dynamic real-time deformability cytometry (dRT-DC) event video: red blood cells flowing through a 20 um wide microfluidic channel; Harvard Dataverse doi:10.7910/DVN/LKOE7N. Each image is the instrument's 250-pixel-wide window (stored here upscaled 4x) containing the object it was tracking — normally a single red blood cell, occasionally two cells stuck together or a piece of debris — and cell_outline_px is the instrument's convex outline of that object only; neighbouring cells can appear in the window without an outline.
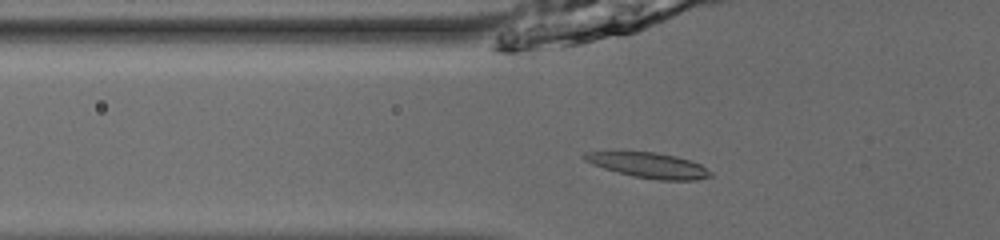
{"species": "common noctule bat (a hibernating species)", "species_latin": "Nyctalus noctula", "temperature_condition": "room temperature", "stored_images_in_passage": 53, "camera_frame_rate_fps": 3000, "um_per_image_px": 0.085, "animal": {"sex": "male", "body_mass_g": 13.0, "forearm_length_mm": 53.1}, "frame": {"image": 1, "passage_image": 20, "time_ms": 6.333, "image_size_px": [1000, 240], "cell_outline_px": [[712, 176], [696, 180], [656, 180], [632, 176], [616, 172], [592, 164], [584, 160], [580, 156], [584, 152], [616, 148], [656, 152], [676, 156], [700, 164], [712, 172]], "centroid_in_image_um": [54.99, 13.99], "position_along_channel_um": 70.8, "area_um2": 19.59}}
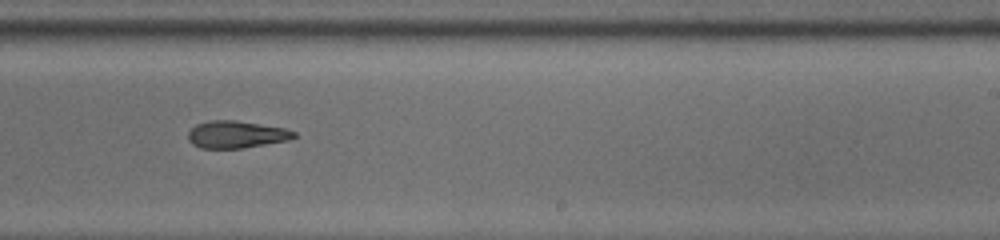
{"frame": {"image": 2, "passage_image": 35, "time_ms": 11.333, "image_size_px": [1000, 240], "cell_outline_px": [[296, 136], [288, 140], [244, 148], [200, 148], [192, 144], [188, 140], [188, 132], [196, 124], [208, 120], [236, 120], [284, 128], [296, 132]], "centroid_in_image_um": [20.06, 11.43], "position_along_channel_um": 268.9, "area_um2": 16.82}}
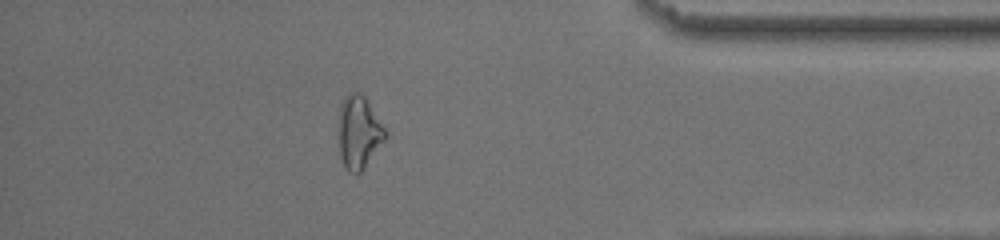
{"frame": {"image": 3, "passage_image": 47, "time_ms": 15.333, "image_size_px": [1000, 240], "cell_outline_px": [[388, 136], [360, 172], [356, 176], [348, 172], [344, 168], [340, 156], [340, 104], [344, 96], [348, 92], [356, 92], [364, 96], [388, 132]], "centroid_in_image_um": [30.51, 11.26], "position_along_channel_um": 404.7, "area_um2": 19.71}, "authors_computed_cell_mechanics": {"area_um2": 17.8602, "velocity_mm_per_s": 3.9683, "shape_relaxation_time_tau1_ms": null, "shape_relaxation_time_tau2_ms": 6.5894, "deformation_change_tau1": null, "deformation_change_tau2": 0.1788}}